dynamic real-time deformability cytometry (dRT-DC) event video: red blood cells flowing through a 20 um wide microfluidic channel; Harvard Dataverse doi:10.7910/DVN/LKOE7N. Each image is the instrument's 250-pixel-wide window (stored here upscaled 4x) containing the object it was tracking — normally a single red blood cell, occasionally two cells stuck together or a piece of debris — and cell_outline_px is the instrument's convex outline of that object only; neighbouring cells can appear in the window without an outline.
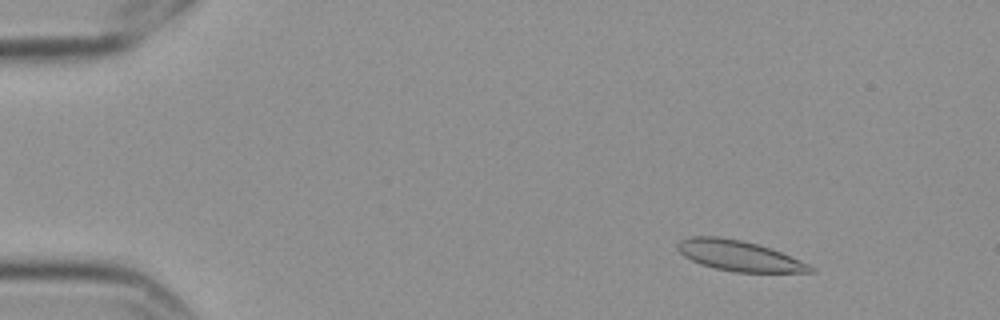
{"species": "Egyptian fruit bat (a non-hibernating species)", "species_latin": "Rousettus aegyptiacus", "temperature_condition": "cold", "stored_images_in_passage": 6, "camera_frame_rate_fps": 3000, "um_per_image_px": 0.085, "frame": {"image": 1, "passage_image": 3, "time_ms": 0.667, "image_size_px": [1000, 320], "cell_outline_px": [[816, 272], [736, 272], [716, 268], [700, 264], [684, 256], [676, 248], [676, 244], [680, 240], [692, 236], [720, 236], [740, 240], [772, 248], [808, 264], [816, 268]], "centroid_in_image_um": [62.81, 21.73], "position_along_channel_um": 22.2, "area_um2": 23.47}}
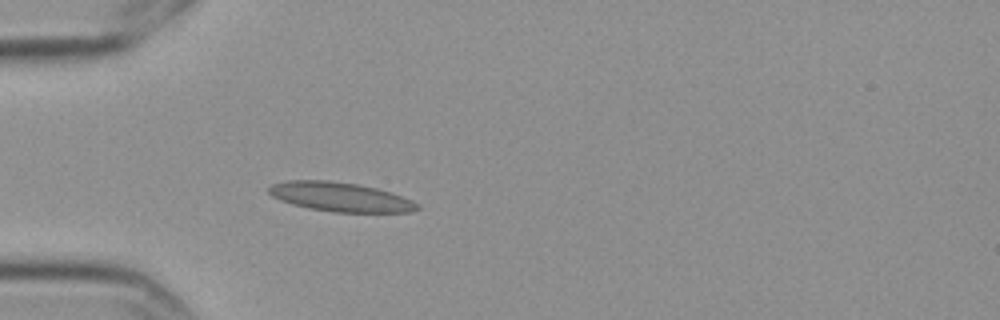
{"frame": {"image": 2, "passage_image": 6, "time_ms": 1.667, "image_size_px": [1000, 320], "cell_outline_px": [[420, 208], [408, 212], [332, 212], [308, 208], [292, 204], [280, 200], [272, 196], [268, 192], [268, 188], [272, 184], [288, 180], [328, 180], [356, 184], [376, 188], [392, 192], [412, 200], [420, 204]], "centroid_in_image_um": [28.92, 16.74], "position_along_channel_um": 56.1, "area_um2": 25.32}}